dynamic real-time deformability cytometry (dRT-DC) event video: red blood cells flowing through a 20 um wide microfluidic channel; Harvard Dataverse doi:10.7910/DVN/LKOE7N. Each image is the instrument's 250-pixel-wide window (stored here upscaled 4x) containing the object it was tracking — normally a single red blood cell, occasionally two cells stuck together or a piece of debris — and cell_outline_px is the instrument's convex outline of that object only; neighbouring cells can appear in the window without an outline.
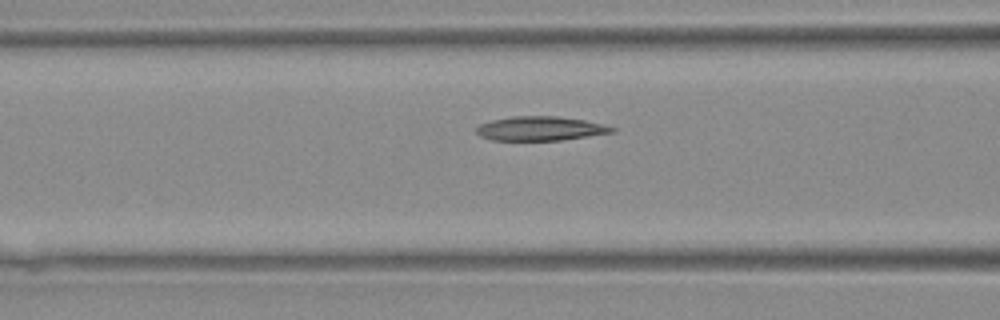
{"species": "Egyptian fruit bat (a non-hibernating species)", "species_latin": "Rousettus aegyptiacus", "temperature_condition": "warm", "stored_images_in_passage": 30, "camera_frame_rate_fps": 3000, "um_per_image_px": 0.085, "animal": {"sex": "female"}, "frame": {"image": 1, "passage_image": 13, "time_ms": 4.0, "image_size_px": [1000, 320], "cell_outline_px": [[616, 132], [560, 140], [492, 140], [480, 136], [476, 132], [476, 128], [480, 124], [492, 120], [512, 116], [556, 116], [584, 120], [616, 128]], "centroid_in_image_um": [45.91, 10.92], "position_along_channel_um": 120.7, "area_um2": 18.96}}
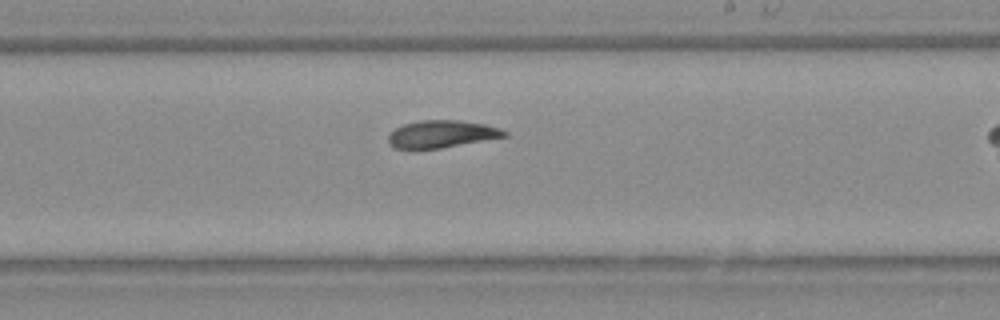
{"frame": {"image": 2, "passage_image": 21, "time_ms": 6.667, "image_size_px": [1000, 320], "cell_outline_px": [[508, 136], [440, 148], [392, 148], [388, 144], [388, 136], [396, 128], [404, 124], [420, 120], [456, 120], [484, 124], [500, 128], [508, 132]], "centroid_in_image_um": [37.54, 11.39], "position_along_channel_um": 251.5, "area_um2": 18.32}}
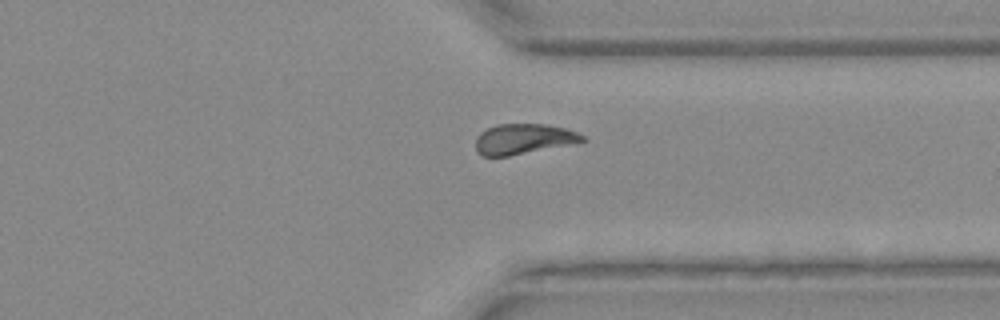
{"frame": {"image": 3, "passage_image": 28, "time_ms": 9.0, "image_size_px": [1000, 320], "cell_outline_px": [[588, 140], [508, 156], [484, 156], [476, 152], [476, 136], [480, 132], [496, 124], [544, 124], [564, 128], [576, 132], [584, 136]], "centroid_in_image_um": [44.45, 11.8], "position_along_channel_um": 367.0, "area_um2": 18.61}}